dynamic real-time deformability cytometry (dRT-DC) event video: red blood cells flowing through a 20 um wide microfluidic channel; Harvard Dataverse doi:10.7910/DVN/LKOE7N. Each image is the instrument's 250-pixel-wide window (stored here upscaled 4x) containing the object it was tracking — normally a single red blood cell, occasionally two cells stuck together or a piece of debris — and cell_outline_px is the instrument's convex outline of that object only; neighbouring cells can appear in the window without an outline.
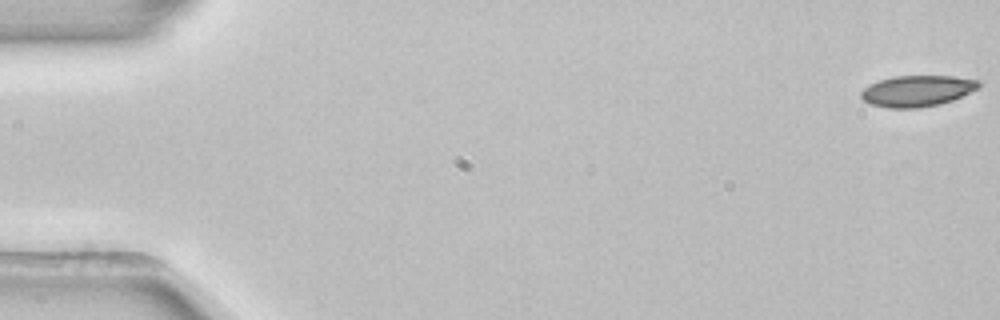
{"species": "common noctule bat (a hibernating species)", "species_latin": "Nyctalus noctula", "temperature_condition": "room temperature", "stored_images_in_passage": 9, "camera_frame_rate_fps": 3000, "um_per_image_px": 0.085, "animal": {"sex": "female", "body_mass_g": 22.7, "forearm_length_mm": 54.2}, "frame": {"image": 1, "passage_image": 1, "time_ms": 0.0, "image_size_px": [1000, 320], "cell_outline_px": [[976, 88], [960, 96], [948, 100], [932, 104], [876, 104], [868, 100], [864, 96], [864, 92], [872, 84], [884, 80], [904, 76], [944, 76], [972, 80], [976, 84]], "centroid_in_image_um": [78.03, 7.65], "position_along_channel_um": 7.0, "area_um2": 18.15}}